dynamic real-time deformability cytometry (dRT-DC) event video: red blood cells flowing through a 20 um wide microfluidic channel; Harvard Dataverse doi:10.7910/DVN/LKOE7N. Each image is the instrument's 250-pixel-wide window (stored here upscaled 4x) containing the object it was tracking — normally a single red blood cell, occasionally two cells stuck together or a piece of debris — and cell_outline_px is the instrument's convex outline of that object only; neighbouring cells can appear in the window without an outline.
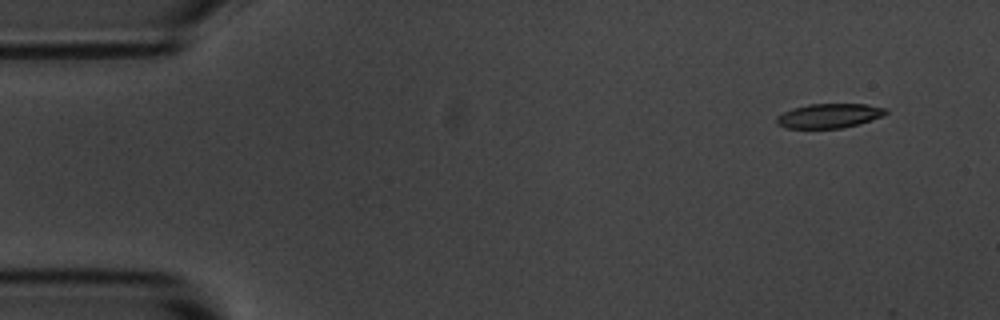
{"species": "common noctule bat (a hibernating species)", "species_latin": "Nyctalus noctula", "temperature_condition": "room temperature", "stored_images_in_passage": 9, "camera_frame_rate_fps": 3000, "um_per_image_px": 0.085, "animal": {"sex": "male", "body_mass_g": 20.1, "forearm_length_mm": 53.5}, "frame": {"image": 1, "passage_image": 1, "time_ms": 0.0, "image_size_px": [1000, 320], "cell_outline_px": [[888, 112], [880, 116], [860, 124], [840, 128], [784, 128], [776, 124], [776, 116], [792, 108], [808, 104], [868, 104], [888, 108]], "centroid_in_image_um": [70.45, 9.84], "position_along_channel_um": 14.5, "area_um2": 15.61}}
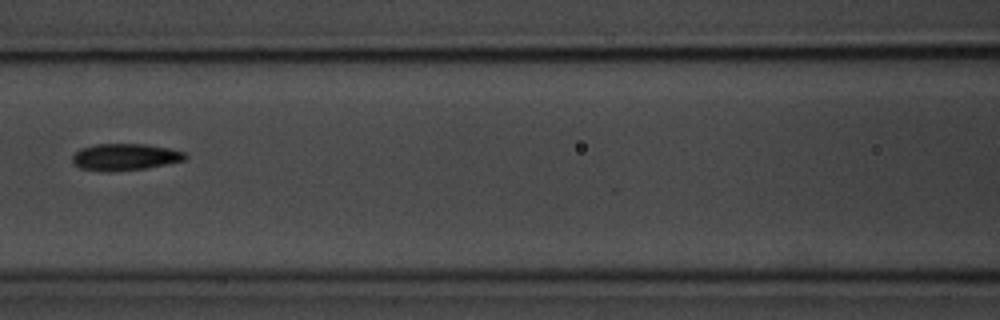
{"frame": {"image": 2, "passage_image": 6, "time_ms": 6.667, "image_size_px": [1000, 320], "cell_outline_px": [[188, 156], [184, 160], [144, 168], [112, 172], [108, 172], [80, 168], [72, 164], [72, 156], [80, 148], [96, 144], [144, 144], [168, 148], [184, 152]], "centroid_in_image_um": [10.57, 13.34], "position_along_channel_um": 156.0, "area_um2": 17.51}}
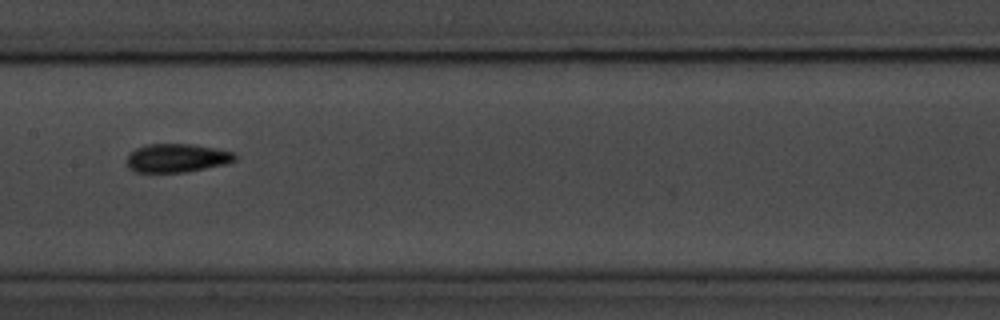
{"frame": {"image": 3, "passage_image": 7, "time_ms": 7.667, "image_size_px": [1000, 320], "cell_outline_px": [[236, 160], [224, 164], [188, 172], [136, 172], [128, 168], [128, 156], [136, 148], [148, 144], [192, 144], [232, 152], [236, 156]], "centroid_in_image_um": [15.02, 13.44], "position_along_channel_um": 192.4, "area_um2": 17.74}}